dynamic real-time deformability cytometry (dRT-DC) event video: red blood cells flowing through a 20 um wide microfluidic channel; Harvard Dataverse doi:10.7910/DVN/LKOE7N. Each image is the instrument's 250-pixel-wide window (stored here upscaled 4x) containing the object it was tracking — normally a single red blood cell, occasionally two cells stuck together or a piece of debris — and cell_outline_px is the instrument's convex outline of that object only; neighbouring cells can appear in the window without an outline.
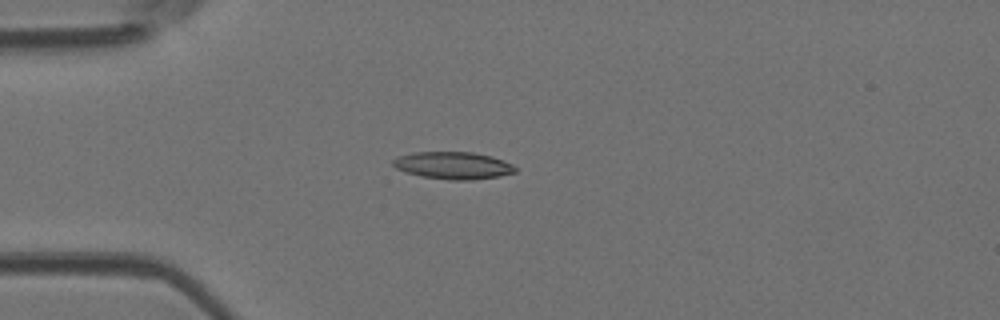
{"species": "Egyptian fruit bat (a non-hibernating species)", "species_latin": "Rousettus aegyptiacus", "temperature_condition": "room temperature", "stored_images_in_passage": 5, "camera_frame_rate_fps": 3000, "um_per_image_px": 0.085, "animal": {"sex": "female"}, "frame": {"image": 1, "passage_image": 4, "time_ms": 1.0, "image_size_px": [1000, 320], "cell_outline_px": [[516, 172], [500, 176], [468, 180], [452, 180], [420, 176], [404, 172], [396, 168], [392, 164], [392, 160], [396, 156], [412, 152], [472, 152], [492, 156], [504, 160], [512, 164], [516, 168]], "centroid_in_image_um": [38.49, 14.06], "position_along_channel_um": 46.5, "area_um2": 19.59}}